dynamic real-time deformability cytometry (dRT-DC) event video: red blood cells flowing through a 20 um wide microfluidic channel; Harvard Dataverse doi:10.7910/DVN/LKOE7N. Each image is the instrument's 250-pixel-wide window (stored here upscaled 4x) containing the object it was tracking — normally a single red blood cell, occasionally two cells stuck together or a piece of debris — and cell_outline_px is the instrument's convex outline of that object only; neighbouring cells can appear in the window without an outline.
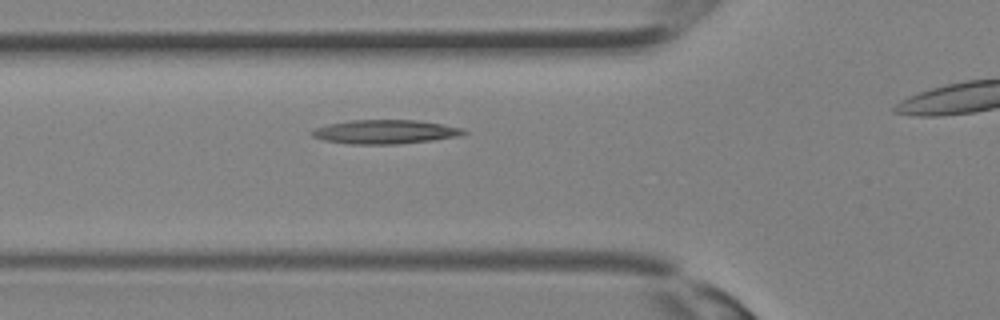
{"species": "Egyptian fruit bat (a non-hibernating species)", "species_latin": "Rousettus aegyptiacus", "temperature_condition": "room temperature", "stored_images_in_passage": 23, "camera_frame_rate_fps": 3000, "um_per_image_px": 0.085, "animal": {"sex": "female"}, "frame": {"image": 1, "passage_image": 4, "time_ms": 1.0, "image_size_px": [1000, 320], "cell_outline_px": [[468, 132], [460, 136], [432, 140], [400, 144], [348, 144], [324, 140], [312, 136], [308, 132], [316, 128], [328, 124], [352, 120], [416, 120], [464, 128]], "centroid_in_image_um": [32.73, 11.21], "position_along_channel_um": 93.1, "area_um2": 21.21}}
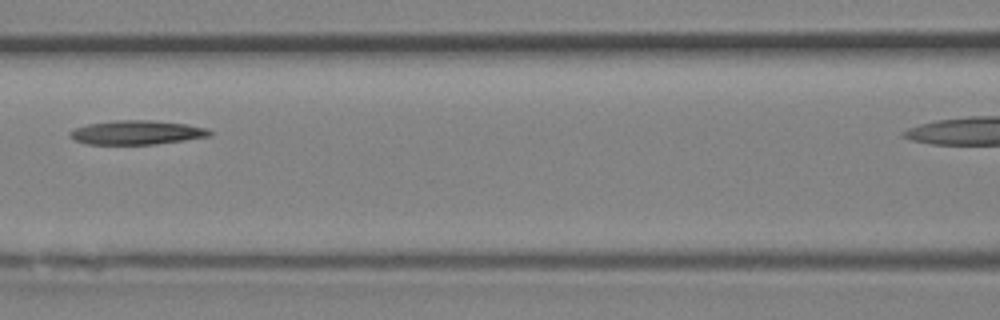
{"frame": {"image": 2, "passage_image": 7, "time_ms": 2.0, "image_size_px": [1000, 320], "cell_outline_px": [[212, 136], [156, 144], [84, 144], [72, 140], [68, 136], [68, 132], [76, 128], [88, 124], [112, 120], [148, 120], [188, 124], [208, 128], [212, 132]], "centroid_in_image_um": [11.6, 11.26], "position_along_channel_um": 155.0, "area_um2": 19.83}}
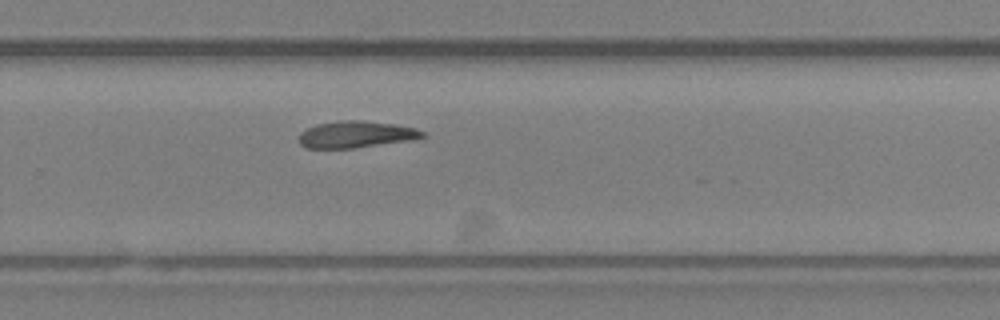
{"frame": {"image": 3, "passage_image": 14, "time_ms": 4.333, "image_size_px": [1000, 320], "cell_outline_px": [[428, 136], [408, 140], [352, 148], [304, 148], [300, 144], [300, 132], [316, 124], [340, 120], [360, 120], [392, 124], [416, 128], [424, 132]], "centroid_in_image_um": [30.23, 11.42], "position_along_channel_um": 299.6, "area_um2": 19.02}}